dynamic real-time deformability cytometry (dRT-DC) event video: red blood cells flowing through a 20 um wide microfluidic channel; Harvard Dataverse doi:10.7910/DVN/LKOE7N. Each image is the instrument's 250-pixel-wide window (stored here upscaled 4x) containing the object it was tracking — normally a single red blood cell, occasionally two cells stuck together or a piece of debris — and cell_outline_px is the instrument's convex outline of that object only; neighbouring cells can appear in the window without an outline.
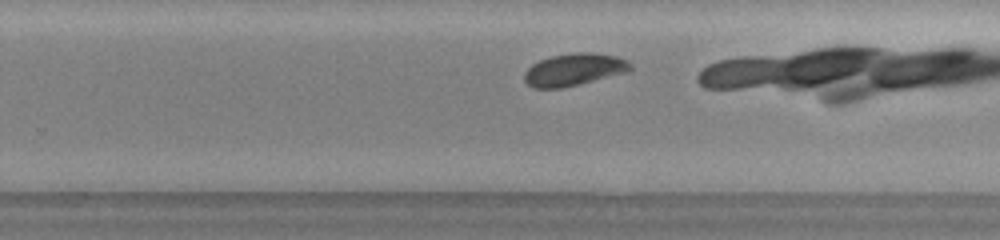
{"species": "common noctule bat (a hibernating species)", "species_latin": "Nyctalus noctula", "temperature_condition": "warm", "stored_images_in_passage": 24, "camera_frame_rate_fps": 3000, "um_per_image_px": 0.085, "animal": {"sex": "male", "body_mass_g": 20.0, "forearm_length_mm": 53.3}, "frame": {"image": 1, "passage_image": 17, "time_ms": 5.333, "image_size_px": [1000, 240], "cell_outline_px": [[632, 68], [628, 72], [560, 88], [532, 88], [524, 80], [524, 72], [532, 64], [540, 60], [552, 56], [576, 52], [592, 52], [616, 56], [628, 60], [632, 64]], "centroid_in_image_um": [48.8, 5.9], "position_along_channel_um": 281.0, "area_um2": 19.88}}